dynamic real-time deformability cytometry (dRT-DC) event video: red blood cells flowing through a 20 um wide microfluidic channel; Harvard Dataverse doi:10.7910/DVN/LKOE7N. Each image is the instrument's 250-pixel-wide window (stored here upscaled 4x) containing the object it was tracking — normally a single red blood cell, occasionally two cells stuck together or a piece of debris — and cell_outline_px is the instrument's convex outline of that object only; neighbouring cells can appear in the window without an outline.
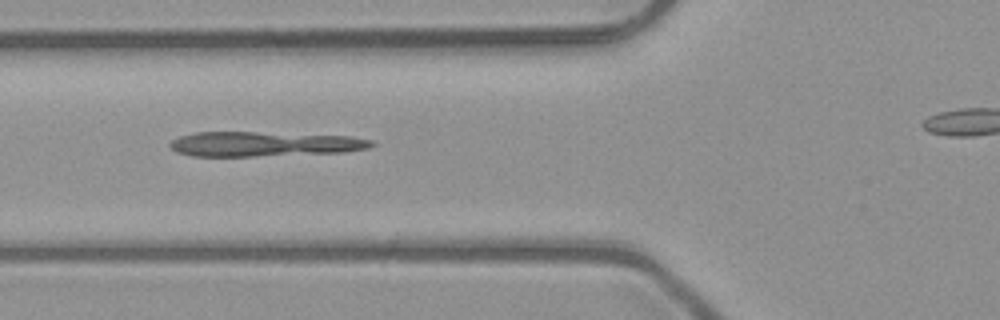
{"species": "common noctule bat (a hibernating species)", "species_latin": "Nyctalus noctula", "temperature_condition": "room temperature", "stored_images_in_passage": 5, "camera_frame_rate_fps": 3000, "um_per_image_px": 0.085, "animal": {"sex": "male", "body_mass_g": 23.1, "forearm_length_mm": 52.7}, "frame": {"image": 1, "passage_image": 5, "time_ms": 1.333, "image_size_px": [1000, 320], "cell_outline_px": [[376, 144], [368, 148], [344, 152], [256, 156], [192, 156], [176, 152], [168, 144], [172, 140], [180, 136], [196, 132], [256, 132], [352, 136], [372, 140]], "centroid_in_image_um": [22.46, 12.24], "position_along_channel_um": 103.3, "area_um2": 29.07}}